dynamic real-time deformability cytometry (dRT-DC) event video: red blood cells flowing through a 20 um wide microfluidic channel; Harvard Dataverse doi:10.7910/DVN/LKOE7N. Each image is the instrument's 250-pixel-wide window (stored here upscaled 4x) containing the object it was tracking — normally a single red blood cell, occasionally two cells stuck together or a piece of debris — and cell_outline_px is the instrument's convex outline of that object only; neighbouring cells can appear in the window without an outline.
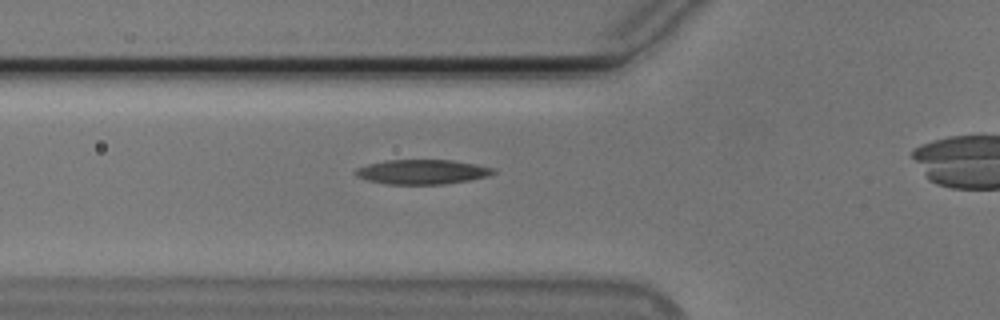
{"species": "Egyptian fruit bat (a non-hibernating species)", "species_latin": "Rousettus aegyptiacus", "temperature_condition": "cold", "stored_images_in_passage": 30, "camera_frame_rate_fps": 3000, "um_per_image_px": 0.085, "animal": {"sex": "male"}, "frame": {"image": 1, "passage_image": 2, "time_ms": 0.333, "image_size_px": [1000, 320], "cell_outline_px": [[496, 172], [488, 176], [468, 180], [444, 184], [388, 184], [368, 180], [356, 176], [356, 168], [368, 164], [384, 160], [452, 160], [476, 164], [496, 168]], "centroid_in_image_um": [35.91, 14.6], "position_along_channel_um": 89.9, "area_um2": 19.71}}
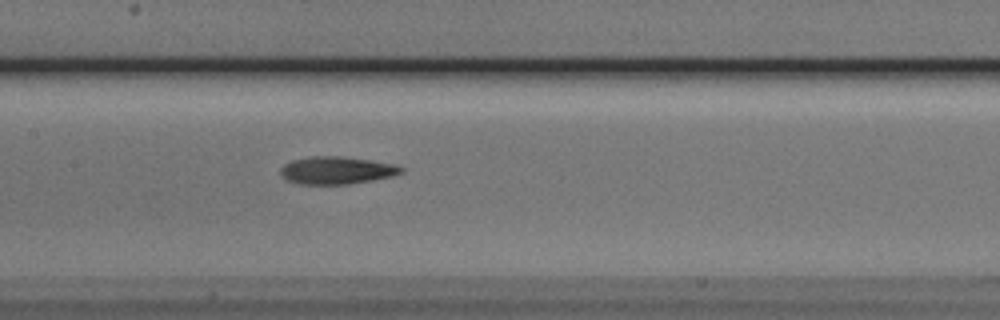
{"frame": {"image": 2, "passage_image": 9, "time_ms": 2.667, "image_size_px": [1000, 320], "cell_outline_px": [[404, 172], [392, 176], [372, 180], [348, 184], [300, 184], [288, 180], [280, 176], [280, 168], [284, 164], [292, 160], [312, 156], [340, 156], [372, 160], [392, 164], [404, 168]], "centroid_in_image_um": [28.6, 14.47], "position_along_channel_um": 178.8, "area_um2": 19.36}}
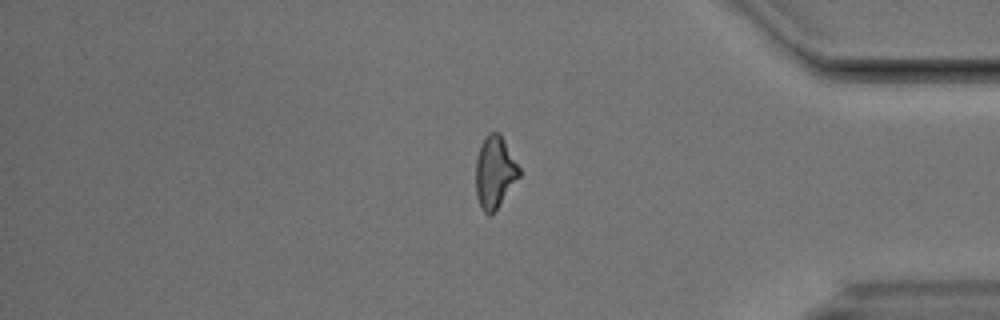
{"frame": {"image": 3, "passage_image": 28, "time_ms": 9.0, "image_size_px": [1000, 320], "cell_outline_px": [[520, 176], [492, 216], [488, 216], [480, 208], [476, 196], [476, 160], [480, 144], [484, 136], [488, 132], [500, 132], [520, 168]], "centroid_in_image_um": [42.04, 14.64], "position_along_channel_um": 393.2, "area_um2": 18.55}}